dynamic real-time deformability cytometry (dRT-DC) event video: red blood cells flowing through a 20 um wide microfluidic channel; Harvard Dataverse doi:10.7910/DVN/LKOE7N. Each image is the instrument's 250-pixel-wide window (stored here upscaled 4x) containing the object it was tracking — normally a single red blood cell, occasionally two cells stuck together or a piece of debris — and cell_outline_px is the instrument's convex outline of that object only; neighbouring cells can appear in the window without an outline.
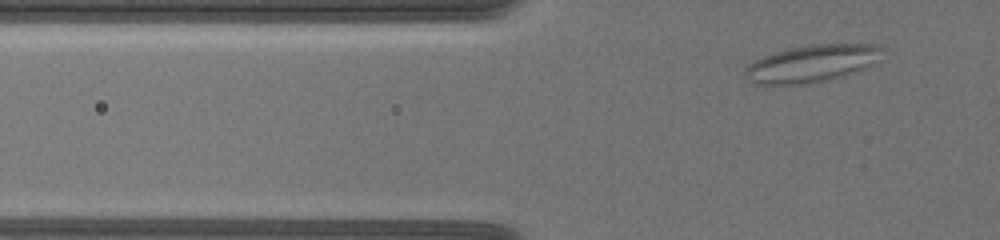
{"species": "common noctule bat (a hibernating species)", "species_latin": "Nyctalus noctula", "temperature_condition": "warm", "stored_images_in_passage": 43, "camera_frame_rate_fps": 3000, "um_per_image_px": 0.085, "animal": {"sex": "female", "body_mass_g": 19.5, "forearm_length_mm": 54.1}, "frame": {"image": 1, "passage_image": 6, "time_ms": 1.667, "image_size_px": [1000, 240], "cell_outline_px": [[880, 48], [868, 64], [864, 68], [856, 72], [844, 76], [804, 84], [756, 84], [744, 76], [744, 68], [752, 60], [776, 52], [792, 48], [812, 44], [880, 44]], "centroid_in_image_um": [68.87, 5.41], "position_along_channel_um": 56.9, "area_um2": 28.96}}
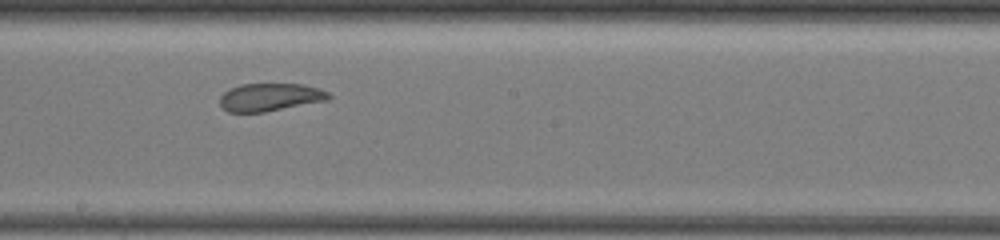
{"frame": {"image": 2, "passage_image": 22, "time_ms": 7.0, "image_size_px": [1000, 240], "cell_outline_px": [[332, 96], [328, 100], [264, 112], [228, 112], [220, 104], [220, 96], [224, 92], [240, 84], [304, 84], [320, 88], [328, 92]], "centroid_in_image_um": [22.98, 8.25], "position_along_channel_um": 225.2, "area_um2": 17.63}}
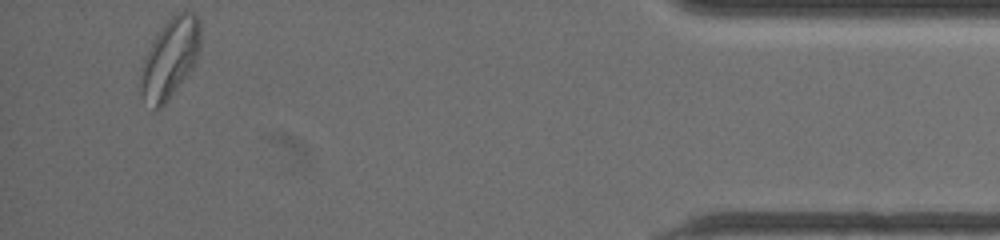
{"frame": {"image": 3, "passage_image": 43, "time_ms": 14.0, "image_size_px": [1000, 240], "cell_outline_px": [[200, 48], [196, 60], [188, 72], [168, 100], [160, 108], [152, 108], [140, 92], [140, 72], [144, 60], [156, 36], [168, 20], [172, 16], [180, 12], [192, 12], [200, 20]], "centroid_in_image_um": [14.46, 4.95], "position_along_channel_um": 420.7, "area_um2": 26.93}, "authors_computed_cell_mechanics": {"area_um2": 20.519, "velocity_mm_per_s": 3.5898, "shape_relaxation_time_tau1_ms": null, "shape_relaxation_time_tau2_ms": 3.2956, "deformation_change_tau1": null, "deformation_change_tau2": 0.0963}}